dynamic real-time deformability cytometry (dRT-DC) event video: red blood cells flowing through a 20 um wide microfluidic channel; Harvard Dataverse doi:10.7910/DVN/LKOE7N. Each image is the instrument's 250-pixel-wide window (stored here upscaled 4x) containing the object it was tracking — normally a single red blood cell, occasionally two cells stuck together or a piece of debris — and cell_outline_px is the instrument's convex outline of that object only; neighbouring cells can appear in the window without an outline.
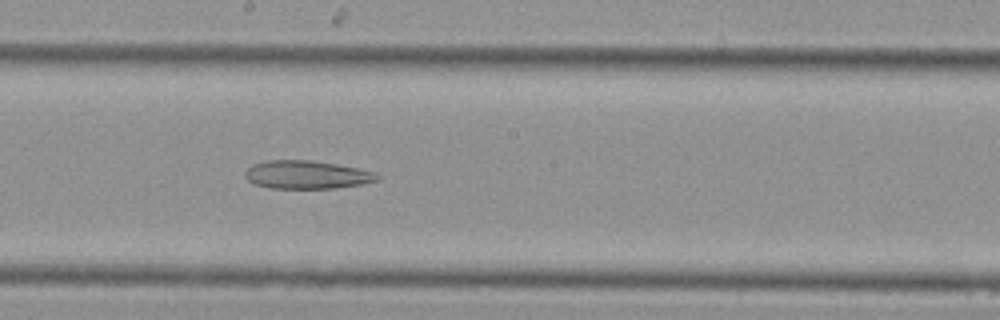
{"species": "Egyptian fruit bat (a non-hibernating species)", "species_latin": "Rousettus aegyptiacus", "temperature_condition": "cold", "stored_images_in_passage": 16, "camera_frame_rate_fps": 3000, "um_per_image_px": 0.085, "animal": {"sex": "female"}, "frame": {"image": 1, "passage_image": 16, "time_ms": 5.0, "image_size_px": [1000, 320], "cell_outline_px": [[380, 180], [360, 184], [336, 188], [272, 188], [256, 184], [248, 180], [244, 176], [244, 172], [252, 164], [268, 160], [312, 160], [336, 164], [356, 168], [372, 172], [380, 176]], "centroid_in_image_um": [26.05, 14.85], "position_along_channel_um": 222.2, "area_um2": 21.56}}